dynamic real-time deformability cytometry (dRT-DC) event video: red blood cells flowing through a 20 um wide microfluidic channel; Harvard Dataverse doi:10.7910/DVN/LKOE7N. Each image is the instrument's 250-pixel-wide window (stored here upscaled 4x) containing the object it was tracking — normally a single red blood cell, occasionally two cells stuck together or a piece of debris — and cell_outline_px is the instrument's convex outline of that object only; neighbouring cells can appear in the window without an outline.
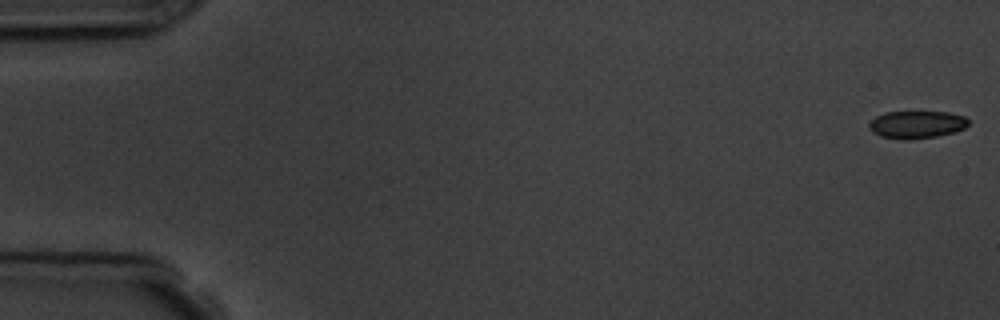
{"species": "common noctule bat (a hibernating species)", "species_latin": "Nyctalus noctula", "temperature_condition": "room temperature", "stored_images_in_passage": 9, "camera_frame_rate_fps": 3000, "um_per_image_px": 0.085, "animal": {"sex": "male", "body_mass_g": 19.5, "forearm_length_mm": 54.6}, "frame": {"image": 1, "passage_image": 1, "time_ms": 0.0, "image_size_px": [1000, 320], "cell_outline_px": [[968, 124], [964, 128], [956, 132], [936, 136], [908, 140], [904, 140], [880, 136], [872, 132], [868, 128], [868, 124], [876, 116], [884, 112], [948, 112], [964, 116], [968, 120]], "centroid_in_image_um": [77.9, 10.59], "position_along_channel_um": 7.1, "area_um2": 16.01}}
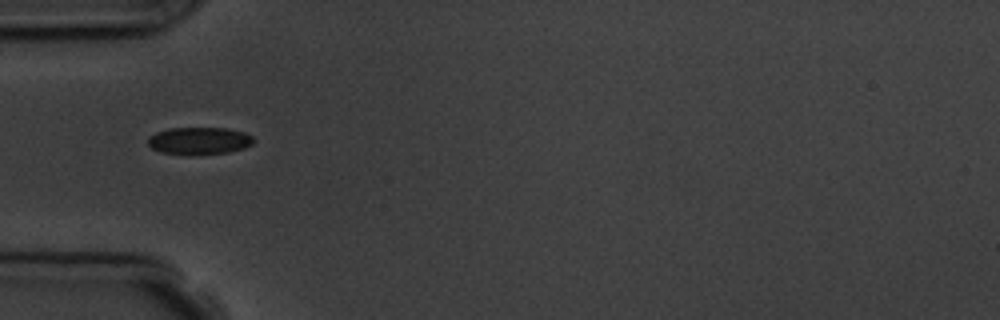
{"frame": {"image": 2, "passage_image": 6, "time_ms": 5.667, "image_size_px": [1000, 320], "cell_outline_px": [[256, 140], [252, 144], [244, 148], [228, 152], [160, 152], [152, 148], [148, 144], [148, 136], [156, 132], [168, 128], [228, 128], [244, 132], [252, 136]], "centroid_in_image_um": [16.96, 11.91], "position_along_channel_um": 68.0, "area_um2": 16.18}}